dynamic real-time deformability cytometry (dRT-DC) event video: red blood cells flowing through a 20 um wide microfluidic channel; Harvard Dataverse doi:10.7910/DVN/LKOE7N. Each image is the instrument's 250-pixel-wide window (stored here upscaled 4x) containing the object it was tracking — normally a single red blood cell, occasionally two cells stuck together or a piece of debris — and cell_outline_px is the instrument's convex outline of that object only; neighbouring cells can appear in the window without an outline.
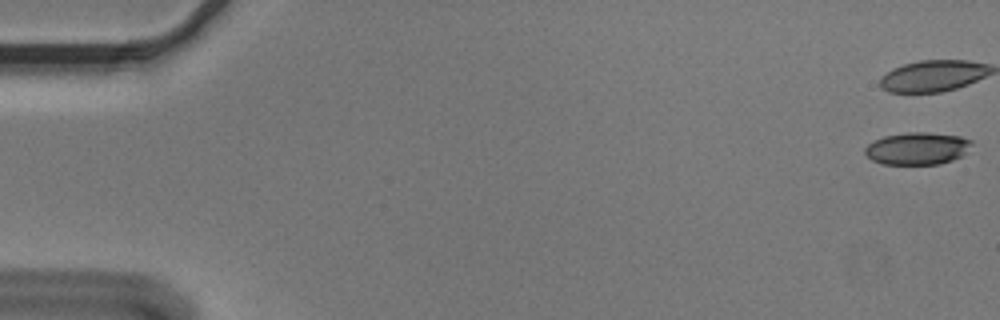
{"species": "Egyptian fruit bat (a non-hibernating species)", "species_latin": "Rousettus aegyptiacus", "temperature_condition": "cold", "stored_images_in_passage": 6, "camera_frame_rate_fps": 3000, "um_per_image_px": 0.085, "animal": {"sex": "male"}, "frame": {"image": 1, "passage_image": 1, "time_ms": 0.0, "image_size_px": [1000, 320], "cell_outline_px": [[972, 144], [964, 156], [940, 164], [884, 164], [872, 160], [864, 152], [864, 148], [868, 144], [884, 136], [908, 132], [928, 132], [960, 136], [972, 140]], "centroid_in_image_um": [78.0, 12.62], "position_along_channel_um": 7.0, "area_um2": 20.17}}